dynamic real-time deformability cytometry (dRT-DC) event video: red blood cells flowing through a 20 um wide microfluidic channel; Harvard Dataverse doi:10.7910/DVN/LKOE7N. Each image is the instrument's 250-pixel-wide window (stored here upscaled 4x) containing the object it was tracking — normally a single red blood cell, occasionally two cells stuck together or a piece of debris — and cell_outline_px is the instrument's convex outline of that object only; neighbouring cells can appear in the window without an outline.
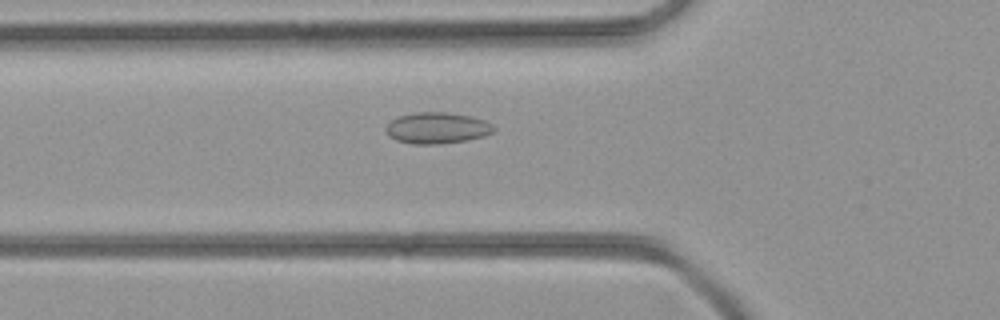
{"species": "common noctule bat (a hibernating species)", "species_latin": "Nyctalus noctula", "temperature_condition": "room temperature", "stored_images_in_passage": 31, "camera_frame_rate_fps": 3000, "um_per_image_px": 0.085, "animal": {"sex": "female", "body_mass_g": 21.9}, "frame": {"image": 1, "passage_image": 8, "time_ms": 2.333, "image_size_px": [1000, 320], "cell_outline_px": [[496, 128], [492, 132], [484, 136], [468, 140], [440, 144], [412, 144], [396, 140], [388, 136], [384, 128], [396, 116], [416, 112], [444, 112], [472, 116], [484, 120], [492, 124]], "centroid_in_image_um": [37.13, 10.88], "position_along_channel_um": 88.7, "area_um2": 19.83}}
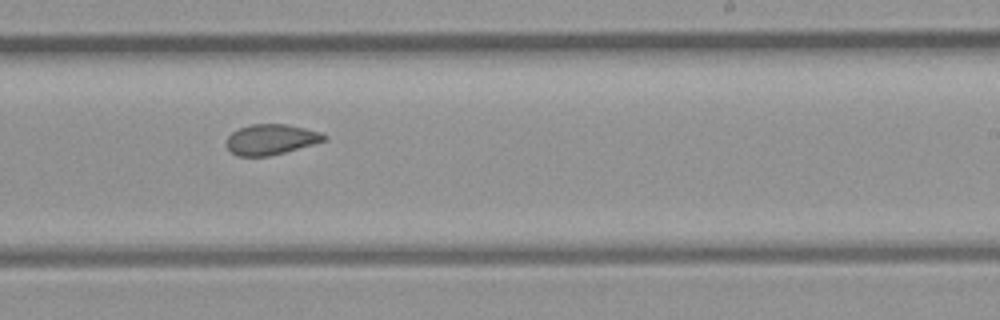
{"frame": {"image": 2, "passage_image": 19, "time_ms": 6.0, "image_size_px": [1000, 320], "cell_outline_px": [[328, 136], [324, 140], [312, 144], [284, 152], [268, 156], [236, 156], [228, 148], [228, 136], [232, 132], [248, 124], [288, 124], [320, 132]], "centroid_in_image_um": [23.02, 11.84], "position_along_channel_um": 266.0, "area_um2": 17.05}}
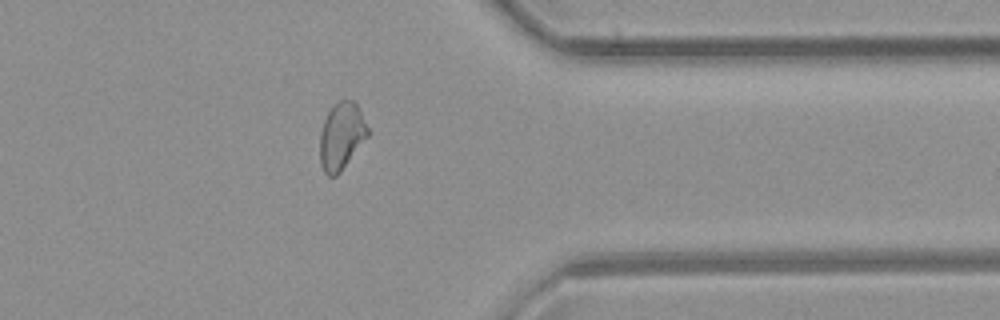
{"frame": {"image": 3, "passage_image": 27, "time_ms": 8.667, "image_size_px": [1000, 320], "cell_outline_px": [[368, 136], [340, 172], [336, 176], [328, 176], [324, 172], [320, 164], [320, 132], [324, 120], [332, 104], [340, 100], [352, 100], [356, 104], [368, 128]], "centroid_in_image_um": [29.0, 11.57], "position_along_channel_um": 382.4, "area_um2": 18.55}}